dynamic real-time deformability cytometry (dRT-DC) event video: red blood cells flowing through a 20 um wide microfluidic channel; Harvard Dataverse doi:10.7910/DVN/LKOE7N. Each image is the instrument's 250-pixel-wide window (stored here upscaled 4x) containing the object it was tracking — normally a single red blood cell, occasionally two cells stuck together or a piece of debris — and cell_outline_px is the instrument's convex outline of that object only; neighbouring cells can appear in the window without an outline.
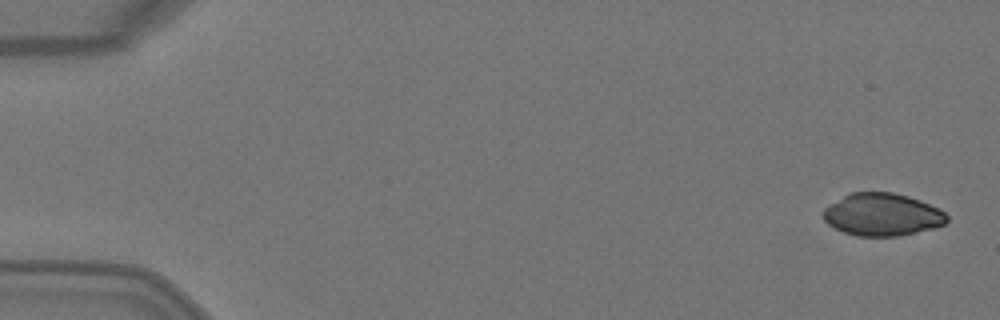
{"species": "Egyptian fruit bat (a non-hibernating species)", "species_latin": "Rousettus aegyptiacus", "temperature_condition": "warm", "stored_images_in_passage": 7, "camera_frame_rate_fps": 3000, "um_per_image_px": 0.085, "animal": {"sex": "female"}, "frame": {"image": 1, "passage_image": 1, "time_ms": 0.0, "image_size_px": [1000, 320], "cell_outline_px": [[948, 220], [944, 224], [932, 228], [916, 232], [896, 236], [856, 236], [844, 232], [828, 224], [824, 220], [824, 208], [848, 192], [892, 192], [908, 196], [920, 200], [940, 208], [948, 216]], "centroid_in_image_um": [74.99, 18.23], "position_along_channel_um": 10.0, "area_um2": 30.63}}